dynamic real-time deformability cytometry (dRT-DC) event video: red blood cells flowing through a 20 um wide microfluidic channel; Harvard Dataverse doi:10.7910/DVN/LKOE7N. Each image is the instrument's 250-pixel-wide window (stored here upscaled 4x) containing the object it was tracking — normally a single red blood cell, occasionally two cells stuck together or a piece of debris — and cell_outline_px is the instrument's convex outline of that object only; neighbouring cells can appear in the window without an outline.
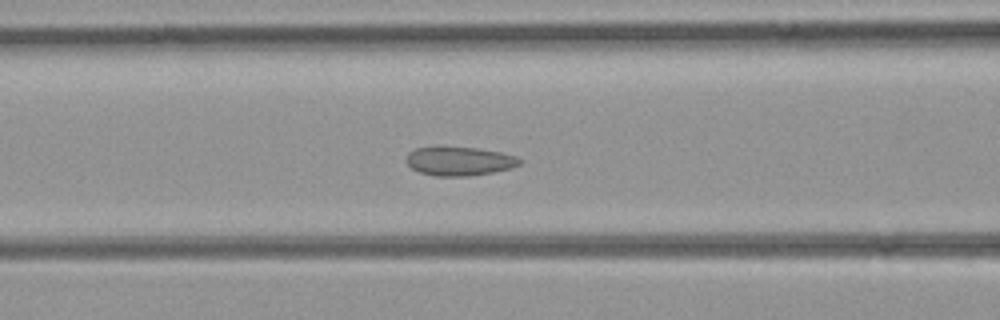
{"species": "common noctule bat (a hibernating species)", "species_latin": "Nyctalus noctula", "temperature_condition": "room temperature", "stored_images_in_passage": 41, "camera_frame_rate_fps": 3000, "um_per_image_px": 0.085, "animal": {"sex": "female", "body_mass_g": 21.9}, "frame": {"image": 1, "passage_image": 13, "time_ms": 4.0, "image_size_px": [1000, 320], "cell_outline_px": [[524, 160], [520, 164], [512, 168], [492, 172], [468, 176], [436, 176], [420, 172], [412, 168], [404, 160], [408, 152], [416, 148], [432, 144], [440, 144], [476, 148], [500, 152], [516, 156]], "centroid_in_image_um": [38.99, 13.65], "position_along_channel_um": 127.6, "area_um2": 19.83}}
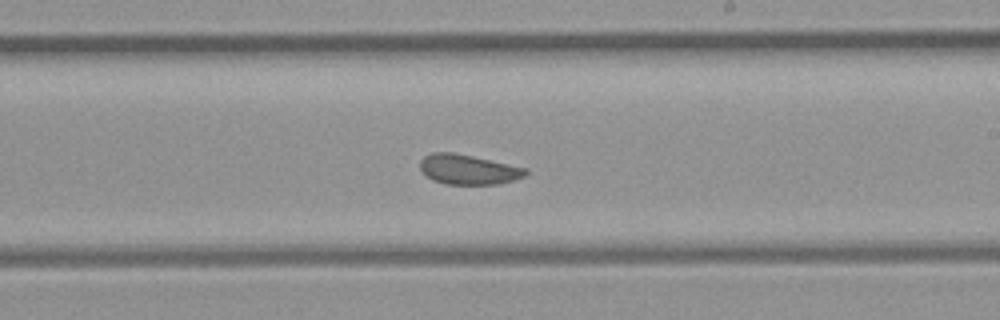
{"frame": {"image": 2, "passage_image": 21, "time_ms": 6.667, "image_size_px": [1000, 320], "cell_outline_px": [[528, 172], [524, 176], [516, 180], [496, 184], [444, 184], [432, 180], [420, 168], [420, 160], [424, 156], [432, 152], [452, 152], [472, 156], [528, 168]], "centroid_in_image_um": [39.81, 14.4], "position_along_channel_um": 249.2, "area_um2": 18.38}}
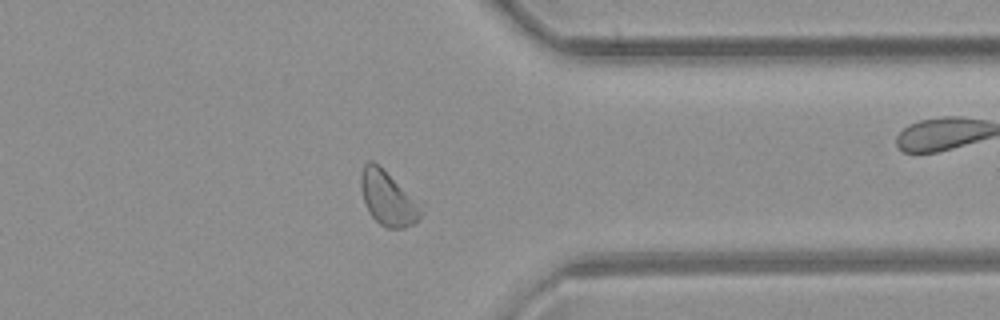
{"frame": {"image": 3, "passage_image": 30, "time_ms": 9.667, "image_size_px": [1000, 320], "cell_outline_px": [[424, 212], [412, 224], [404, 228], [388, 228], [380, 224], [368, 212], [364, 200], [360, 184], [360, 176], [364, 164], [368, 160], [372, 160], [424, 200]], "centroid_in_image_um": [33.07, 16.82], "position_along_channel_um": 378.3, "area_um2": 19.94}}